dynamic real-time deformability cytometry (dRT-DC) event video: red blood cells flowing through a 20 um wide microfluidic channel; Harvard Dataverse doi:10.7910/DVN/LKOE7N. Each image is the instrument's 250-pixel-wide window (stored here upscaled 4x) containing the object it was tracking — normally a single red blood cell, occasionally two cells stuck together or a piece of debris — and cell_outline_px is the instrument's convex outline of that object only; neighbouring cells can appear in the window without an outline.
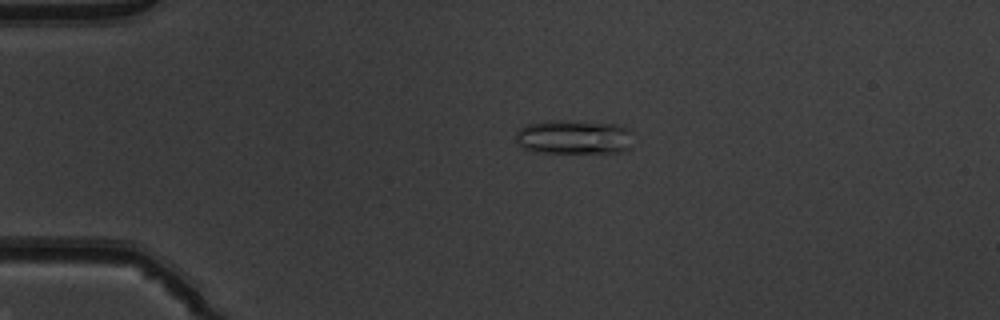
{"species": "common noctule bat (a hibernating species)", "species_latin": "Nyctalus noctula", "temperature_condition": "warm", "stored_images_in_passage": 36, "camera_frame_rate_fps": 3000, "um_per_image_px": 0.085, "animal": {"sex": "male", "body_mass_g": 19.5, "forearm_length_mm": 54.6}, "frame": {"image": 1, "passage_image": 12, "time_ms": 3.667, "image_size_px": [1000, 320], "cell_outline_px": [[632, 132], [628, 148], [624, 152], [536, 152], [524, 148], [516, 140], [516, 132], [520, 128], [528, 124], [544, 120], [576, 120], [612, 124], [628, 128]], "centroid_in_image_um": [48.76, 11.63], "position_along_channel_um": 36.2, "area_um2": 23.41}}
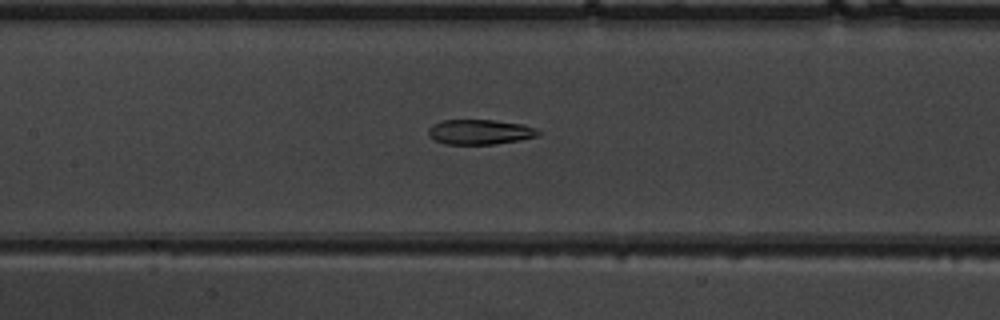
{"frame": {"image": 2, "passage_image": 25, "time_ms": 8.0, "image_size_px": [1000, 320], "cell_outline_px": [[544, 132], [540, 136], [520, 140], [496, 144], [444, 144], [428, 136], [428, 128], [432, 124], [440, 120], [492, 120], [524, 124], [536, 128]], "centroid_in_image_um": [40.83, 11.21], "position_along_channel_um": 166.6, "area_um2": 16.3}}
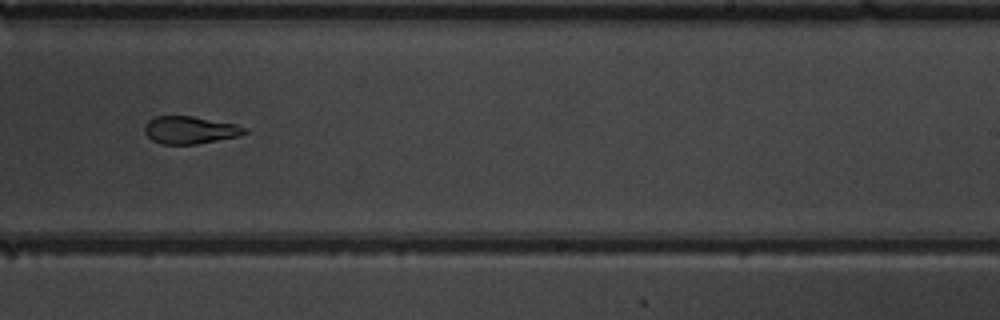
{"frame": {"image": 3, "passage_image": 33, "time_ms": 10.667, "image_size_px": [1000, 320], "cell_outline_px": [[248, 132], [240, 136], [196, 144], [160, 144], [152, 140], [144, 132], [144, 128], [148, 120], [156, 116], [192, 116], [236, 124], [248, 128]], "centroid_in_image_um": [16.17, 11.05], "position_along_channel_um": 272.8, "area_um2": 16.13}}